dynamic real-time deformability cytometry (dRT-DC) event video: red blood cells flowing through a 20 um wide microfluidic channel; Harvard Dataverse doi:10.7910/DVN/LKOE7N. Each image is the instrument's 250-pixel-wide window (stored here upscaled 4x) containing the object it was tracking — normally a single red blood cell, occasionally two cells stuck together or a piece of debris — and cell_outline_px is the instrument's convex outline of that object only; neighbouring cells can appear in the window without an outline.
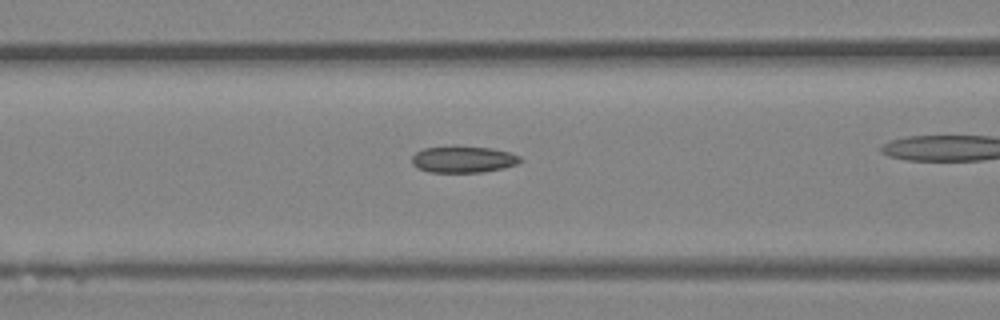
{"species": "Egyptian fruit bat (a non-hibernating species)", "species_latin": "Rousettus aegyptiacus", "temperature_condition": "room temperature", "stored_images_in_passage": 21, "camera_frame_rate_fps": 3000, "um_per_image_px": 0.085, "animal": {"sex": "female"}, "frame": {"image": 1, "passage_image": 3, "time_ms": 0.667, "image_size_px": [1000, 320], "cell_outline_px": [[524, 160], [516, 164], [504, 168], [484, 172], [428, 172], [416, 168], [412, 164], [412, 156], [416, 152], [424, 148], [452, 144], [456, 144], [492, 148], [508, 152], [520, 156]], "centroid_in_image_um": [39.35, 13.52], "position_along_channel_um": 127.2, "area_um2": 17.4}}
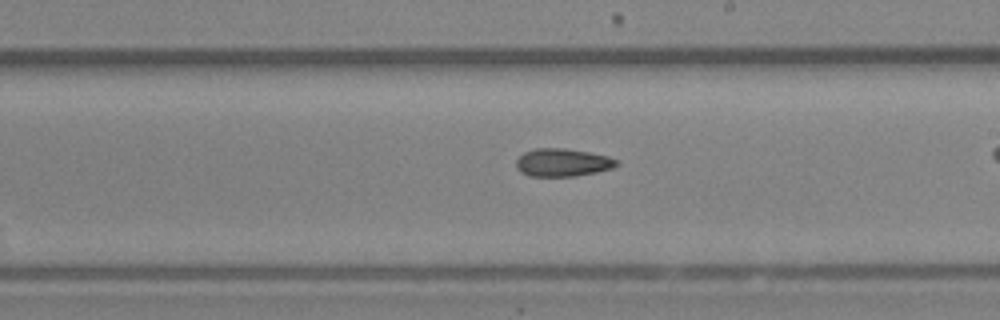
{"frame": {"image": 2, "passage_image": 11, "time_ms": 3.333, "image_size_px": [1000, 320], "cell_outline_px": [[620, 164], [612, 168], [596, 172], [576, 176], [528, 176], [520, 172], [516, 168], [516, 160], [524, 152], [536, 148], [564, 148], [588, 152], [608, 156], [620, 160]], "centroid_in_image_um": [47.83, 13.81], "position_along_channel_um": 241.2, "area_um2": 16.47}}
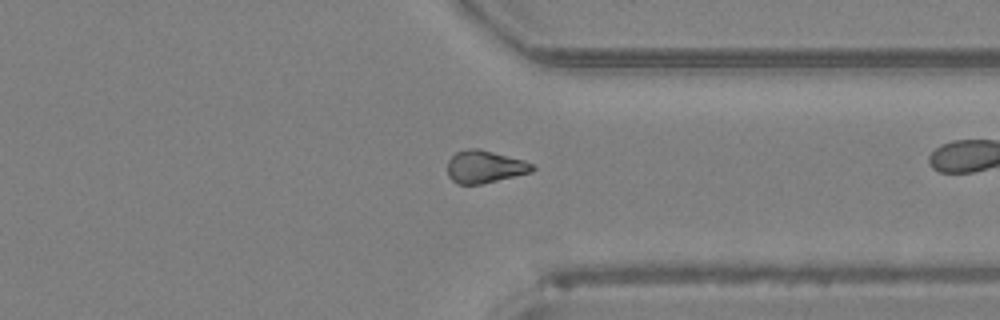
{"frame": {"image": 3, "passage_image": 20, "time_ms": 6.333, "image_size_px": [1000, 320], "cell_outline_px": [[536, 168], [532, 172], [480, 184], [456, 184], [448, 176], [448, 160], [456, 152], [468, 148], [480, 148], [524, 160], [532, 164]], "centroid_in_image_um": [41.2, 14.16], "position_along_channel_um": 370.2, "area_um2": 16.13}}